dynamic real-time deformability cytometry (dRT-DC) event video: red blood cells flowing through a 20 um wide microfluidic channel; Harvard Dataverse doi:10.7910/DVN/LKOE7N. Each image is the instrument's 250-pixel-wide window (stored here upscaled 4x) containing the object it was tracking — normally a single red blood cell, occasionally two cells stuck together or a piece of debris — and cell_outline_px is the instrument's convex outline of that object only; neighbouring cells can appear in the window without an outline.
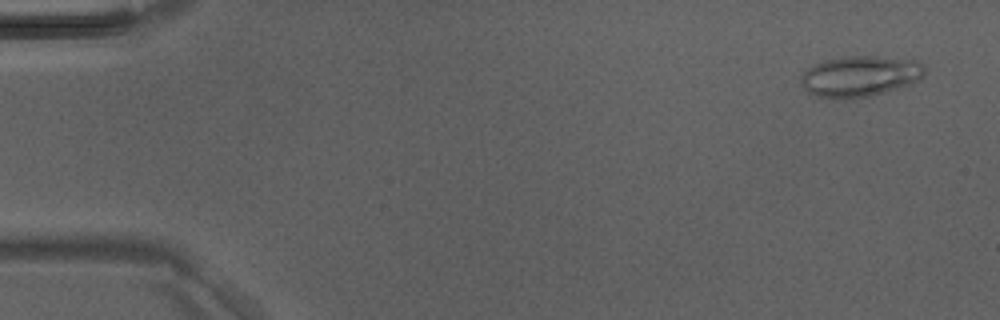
{"species": "Egyptian fruit bat (a non-hibernating species)", "species_latin": "Rousettus aegyptiacus", "temperature_condition": "room temperature", "stored_images_in_passage": 46, "camera_frame_rate_fps": 3000, "um_per_image_px": 0.085, "animal": {"sex": "male"}, "frame": {"image": 1, "passage_image": 3, "time_ms": 0.667, "image_size_px": [1000, 320], "cell_outline_px": [[924, 72], [920, 80], [912, 84], [884, 92], [852, 100], [832, 100], [808, 92], [800, 84], [800, 76], [808, 68], [824, 60], [844, 56], [876, 56], [916, 60], [924, 68]], "centroid_in_image_um": [73.07, 6.5], "position_along_channel_um": 11.9, "area_um2": 29.77}}
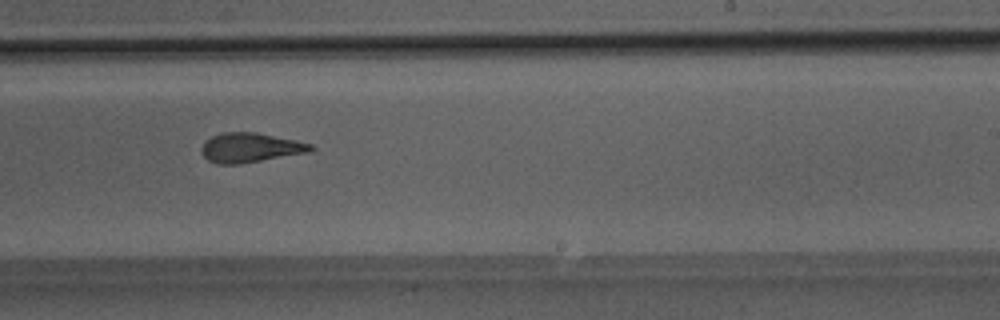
{"frame": {"image": 2, "passage_image": 29, "time_ms": 9.333, "image_size_px": [1000, 320], "cell_outline_px": [[316, 148], [312, 152], [240, 164], [216, 164], [208, 160], [204, 156], [200, 148], [212, 136], [224, 132], [256, 132], [296, 140], [312, 144]], "centroid_in_image_um": [21.33, 12.56], "position_along_channel_um": 267.7, "area_um2": 18.9}}
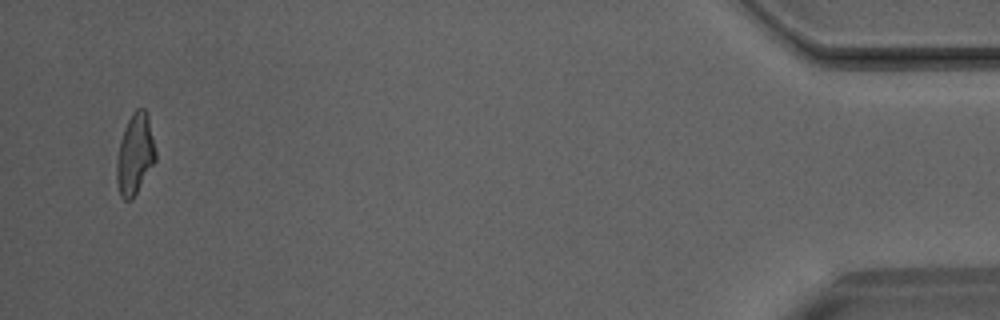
{"frame": {"image": 3, "passage_image": 45, "time_ms": 14.667, "image_size_px": [1000, 320], "cell_outline_px": [[156, 160], [132, 200], [124, 200], [120, 196], [116, 180], [116, 164], [120, 140], [124, 128], [132, 112], [136, 108], [144, 108], [148, 116], [156, 152]], "centroid_in_image_um": [11.46, 13.12], "position_along_channel_um": 423.7, "area_um2": 18.32}}